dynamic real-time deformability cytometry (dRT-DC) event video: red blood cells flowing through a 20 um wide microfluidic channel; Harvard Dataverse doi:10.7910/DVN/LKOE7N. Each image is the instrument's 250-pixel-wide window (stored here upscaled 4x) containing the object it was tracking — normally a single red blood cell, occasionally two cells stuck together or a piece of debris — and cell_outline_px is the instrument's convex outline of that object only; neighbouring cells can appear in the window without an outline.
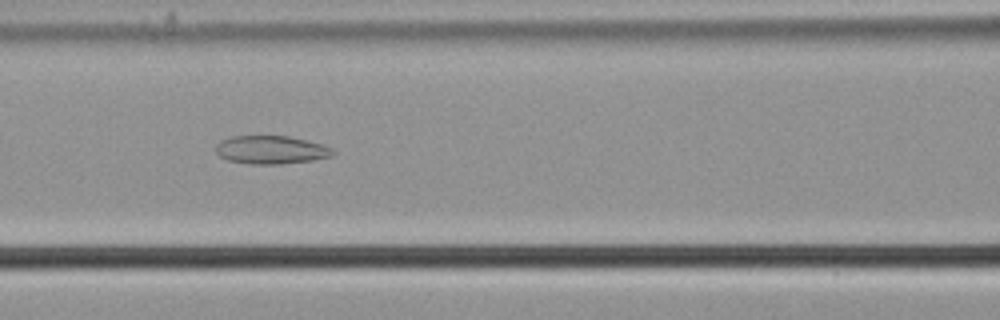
{"species": "common noctule bat (a hibernating species)", "species_latin": "Nyctalus noctula", "temperature_condition": "cold", "stored_images_in_passage": 56, "camera_frame_rate_fps": 3000, "um_per_image_px": 0.085, "animal": {"sex": "male", "body_mass_g": 21.5, "forearm_length_mm": 52.0}, "frame": {"image": 1, "passage_image": 25, "time_ms": 8.0, "image_size_px": [1000, 320], "cell_outline_px": [[336, 152], [332, 156], [312, 160], [280, 164], [252, 164], [228, 160], [220, 156], [216, 152], [216, 144], [220, 140], [232, 136], [288, 136], [320, 144], [332, 148]], "centroid_in_image_um": [23.02, 12.73], "position_along_channel_um": 143.6, "area_um2": 19.13}}
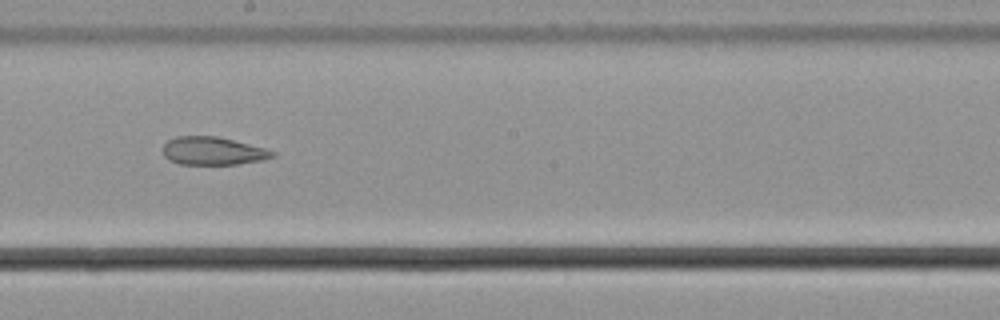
{"frame": {"image": 2, "passage_image": 32, "time_ms": 10.333, "image_size_px": [1000, 320], "cell_outline_px": [[276, 156], [264, 160], [236, 164], [180, 164], [168, 160], [164, 156], [164, 144], [168, 140], [176, 136], [216, 136], [264, 148], [276, 152]], "centroid_in_image_um": [18.09, 12.83], "position_along_channel_um": 230.1, "area_um2": 17.8}}
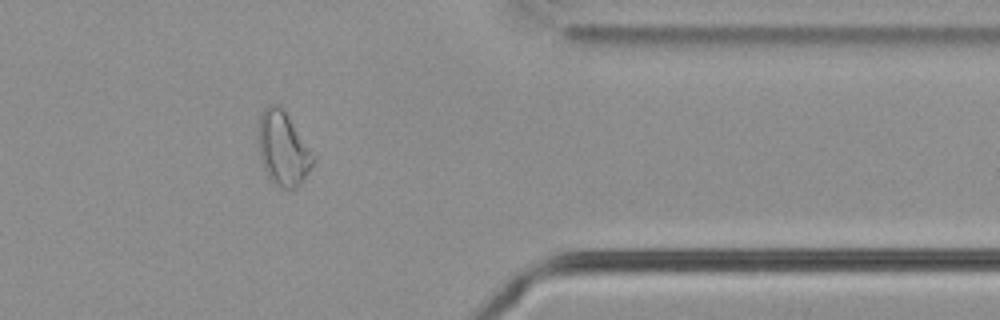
{"frame": {"image": 3, "passage_image": 46, "time_ms": 15.0, "image_size_px": [1000, 320], "cell_outline_px": [[316, 160], [300, 184], [296, 188], [280, 188], [268, 176], [264, 168], [260, 156], [260, 116], [264, 108], [268, 104], [280, 104], [316, 156]], "centroid_in_image_um": [24.1, 12.62], "position_along_channel_um": 387.3, "area_um2": 23.29}, "authors_computed_cell_mechanics": {"area_um2": 24.5072, "velocity_mm_per_s": 3.7172, "shape_relaxation_time_tau1_ms": null, "shape_relaxation_time_tau2_ms": 4.5975, "deformation_change_tau1": null, "deformation_change_tau2": 0.1252}}